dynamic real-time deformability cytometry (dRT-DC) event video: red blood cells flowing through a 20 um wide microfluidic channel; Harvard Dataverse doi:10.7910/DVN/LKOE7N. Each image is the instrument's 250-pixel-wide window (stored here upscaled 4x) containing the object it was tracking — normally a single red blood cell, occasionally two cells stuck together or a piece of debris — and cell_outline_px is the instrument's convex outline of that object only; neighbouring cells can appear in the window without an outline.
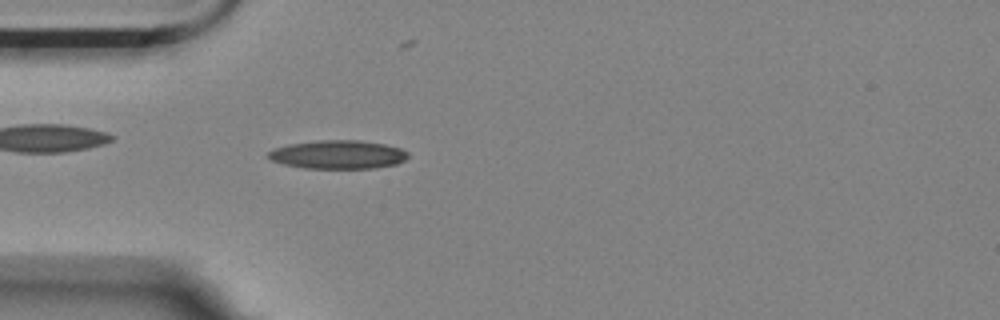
{"species": "Egyptian fruit bat (a non-hibernating species)", "species_latin": "Rousettus aegyptiacus", "temperature_condition": "room temperature", "stored_images_in_passage": 42, "camera_frame_rate_fps": 3000, "um_per_image_px": 0.085, "animal": {"sex": "female"}, "frame": {"image": 1, "passage_image": 2, "time_ms": 0.333, "image_size_px": [1000, 320], "cell_outline_px": [[408, 156], [404, 160], [396, 164], [376, 168], [304, 168], [284, 164], [272, 160], [268, 156], [268, 152], [276, 148], [288, 144], [316, 140], [360, 140], [384, 144], [400, 148], [408, 152]], "centroid_in_image_um": [28.74, 13.13], "position_along_channel_um": 56.3, "area_um2": 23.18}}
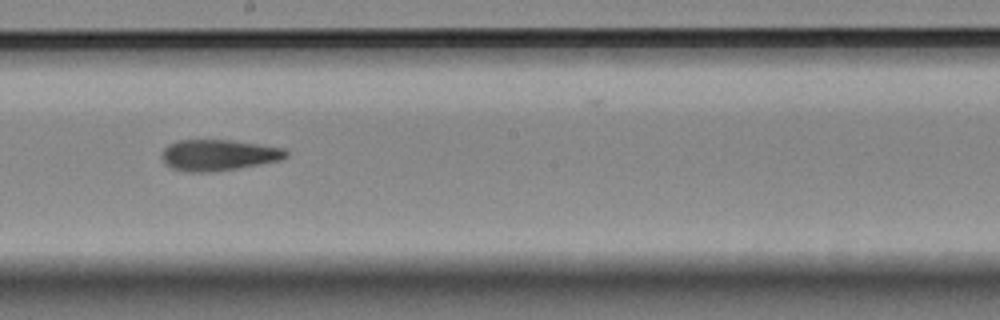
{"frame": {"image": 2, "passage_image": 17, "time_ms": 5.333, "image_size_px": [1000, 320], "cell_outline_px": [[288, 156], [280, 160], [260, 164], [212, 172], [188, 172], [172, 168], [160, 156], [164, 148], [168, 144], [176, 140], [232, 140], [288, 148]], "centroid_in_image_um": [18.6, 13.17], "position_along_channel_um": 229.6, "area_um2": 22.6}}
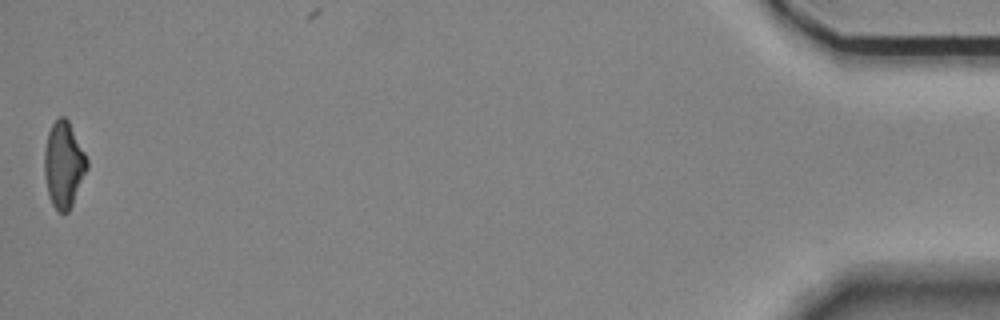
{"frame": {"image": 3, "passage_image": 42, "time_ms": 13.667, "image_size_px": [1000, 320], "cell_outline_px": [[88, 168], [72, 204], [68, 212], [56, 212], [52, 204], [48, 192], [44, 176], [44, 152], [48, 132], [52, 124], [60, 116], [64, 116], [68, 120], [88, 160]], "centroid_in_image_um": [5.4, 14.0], "position_along_channel_um": 429.8, "area_um2": 21.21}, "authors_computed_cell_mechanics": {"area_um2": 22.4842, "velocity_mm_per_s": 3.5353, "shape_relaxation_time_tau1_ms": null, "shape_relaxation_time_tau2_ms": 5.4474, "deformation_change_tau1": null, "deformation_change_tau2": 0.1621}}